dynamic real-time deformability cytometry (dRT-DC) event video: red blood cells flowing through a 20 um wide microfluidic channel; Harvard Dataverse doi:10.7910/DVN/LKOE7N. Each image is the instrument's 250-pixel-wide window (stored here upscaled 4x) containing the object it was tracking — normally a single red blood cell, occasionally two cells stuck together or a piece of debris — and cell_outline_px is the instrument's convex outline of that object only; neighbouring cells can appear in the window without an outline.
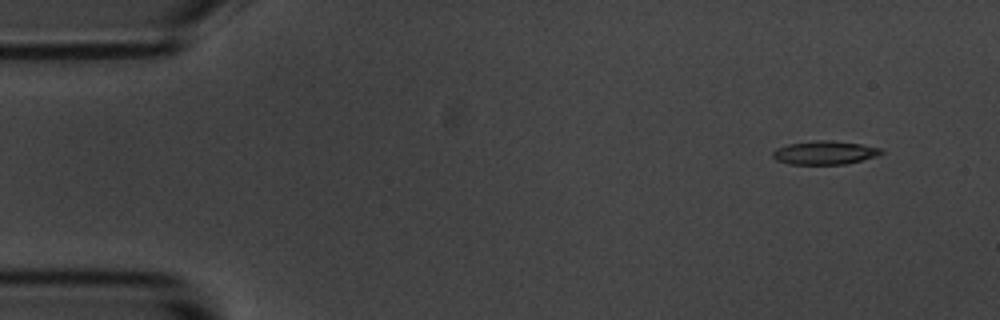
{"species": "common noctule bat (a hibernating species)", "species_latin": "Nyctalus noctula", "temperature_condition": "room temperature", "stored_images_in_passage": 5, "camera_frame_rate_fps": 3000, "um_per_image_px": 0.085, "animal": {"sex": "male", "body_mass_g": 20.1, "forearm_length_mm": 53.5}, "frame": {"image": 1, "passage_image": 2, "time_ms": 1.333, "image_size_px": [1000, 320], "cell_outline_px": [[884, 152], [880, 156], [848, 164], [788, 164], [776, 160], [772, 156], [772, 152], [776, 148], [788, 144], [812, 140], [832, 140], [860, 144], [884, 148]], "centroid_in_image_um": [70.15, 12.97], "position_along_channel_um": 14.9, "area_um2": 15.26}}
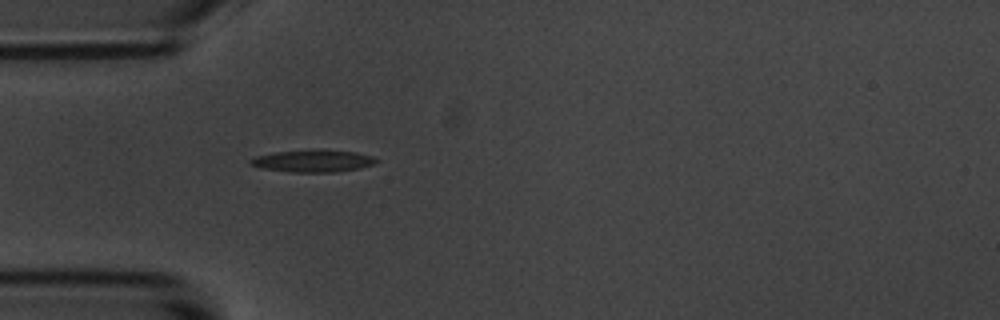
{"frame": {"image": 2, "passage_image": 5, "time_ms": 5.333, "image_size_px": [1000, 320], "cell_outline_px": [[380, 160], [376, 164], [360, 168], [336, 172], [292, 172], [260, 168], [248, 164], [248, 160], [256, 156], [272, 152], [320, 148], [324, 148], [356, 152], [372, 156]], "centroid_in_image_um": [26.62, 13.66], "position_along_channel_um": 58.4, "area_um2": 16.88}}